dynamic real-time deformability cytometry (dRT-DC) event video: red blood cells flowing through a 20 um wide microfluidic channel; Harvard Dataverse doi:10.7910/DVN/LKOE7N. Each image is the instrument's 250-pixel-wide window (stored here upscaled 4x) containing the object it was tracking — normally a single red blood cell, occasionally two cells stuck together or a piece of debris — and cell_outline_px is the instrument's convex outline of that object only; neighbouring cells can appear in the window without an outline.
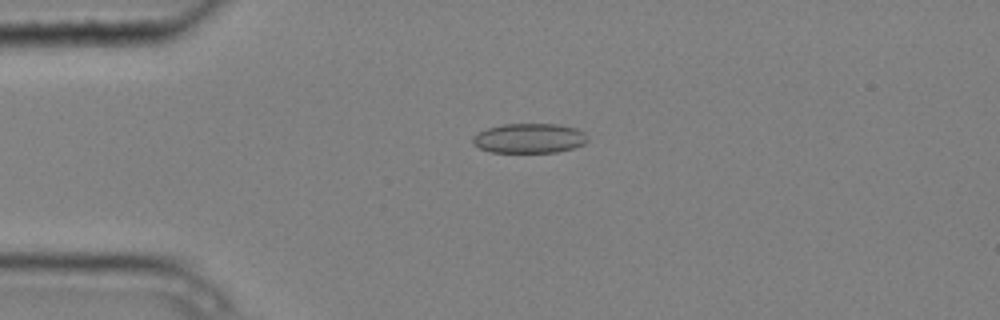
{"species": "common noctule bat (a hibernating species)", "species_latin": "Nyctalus noctula", "temperature_condition": "cold", "stored_images_in_passage": 6, "camera_frame_rate_fps": 3000, "um_per_image_px": 0.085, "animal": {"sex": "male", "body_mass_g": 20.4}, "frame": {"image": 1, "passage_image": 3, "time_ms": 0.667, "image_size_px": [1000, 320], "cell_outline_px": [[588, 140], [584, 144], [572, 148], [556, 152], [492, 152], [480, 148], [472, 144], [472, 136], [488, 128], [504, 124], [556, 124], [576, 128], [584, 132], [588, 136]], "centroid_in_image_um": [45.0, 11.75], "position_along_channel_um": 40.0, "area_um2": 19.83}}
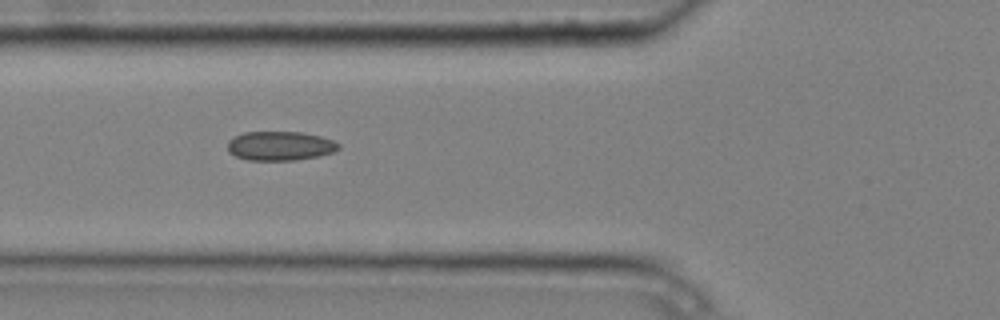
{"frame": {"image": 2, "passage_image": 5, "time_ms": 1.333, "image_size_px": [1000, 320], "cell_outline_px": [[340, 148], [332, 152], [320, 156], [296, 160], [248, 160], [236, 156], [228, 152], [228, 140], [232, 136], [244, 132], [304, 132], [320, 136], [332, 140], [340, 144]], "centroid_in_image_um": [23.79, 12.4], "position_along_channel_um": 102.0, "area_um2": 19.02}}
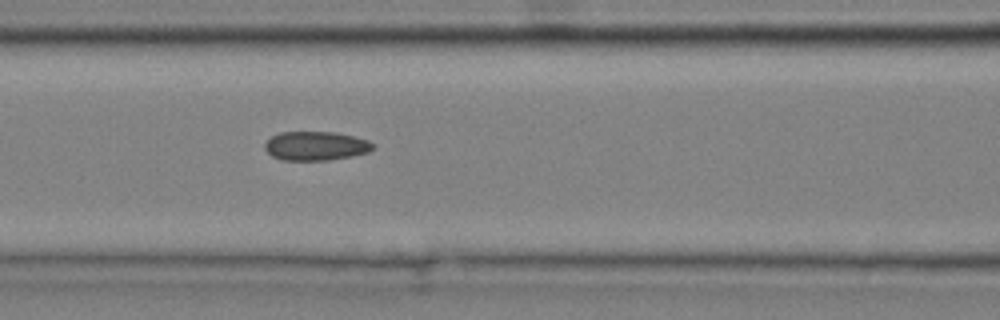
{"frame": {"image": 3, "passage_image": 6, "time_ms": 1.667, "image_size_px": [1000, 320], "cell_outline_px": [[376, 148], [368, 152], [352, 156], [328, 160], [280, 160], [272, 156], [264, 148], [264, 144], [272, 136], [280, 132], [336, 132], [368, 140], [376, 144]], "centroid_in_image_um": [26.86, 12.4], "position_along_channel_um": 139.7, "area_um2": 18.38}}